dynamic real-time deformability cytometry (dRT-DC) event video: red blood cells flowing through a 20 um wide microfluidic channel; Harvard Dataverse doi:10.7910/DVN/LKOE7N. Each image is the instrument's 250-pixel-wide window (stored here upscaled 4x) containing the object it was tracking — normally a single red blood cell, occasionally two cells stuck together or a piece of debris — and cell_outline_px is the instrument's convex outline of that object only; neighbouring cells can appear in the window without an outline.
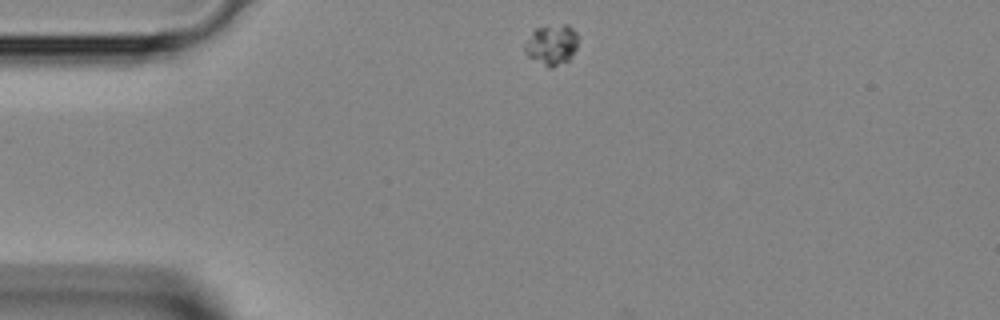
{"species": "Egyptian fruit bat (a non-hibernating species)", "species_latin": "Rousettus aegyptiacus", "temperature_condition": "room temperature", "stored_images_in_passage": 3, "camera_frame_rate_fps": 3000, "um_per_image_px": 0.085, "animal": {"sex": "female"}, "frame": {"image": 1, "passage_image": 1, "time_ms": 0.0, "image_size_px": [1000, 320], "cell_outline_px": [[580, 36], [576, 48], [572, 56], [568, 60], [552, 68], [548, 68], [528, 56], [524, 52], [524, 44], [532, 32], [536, 28], [564, 24], [568, 24]], "centroid_in_image_um": [46.91, 3.8], "position_along_channel_um": 38.1, "area_um2": 12.66}}